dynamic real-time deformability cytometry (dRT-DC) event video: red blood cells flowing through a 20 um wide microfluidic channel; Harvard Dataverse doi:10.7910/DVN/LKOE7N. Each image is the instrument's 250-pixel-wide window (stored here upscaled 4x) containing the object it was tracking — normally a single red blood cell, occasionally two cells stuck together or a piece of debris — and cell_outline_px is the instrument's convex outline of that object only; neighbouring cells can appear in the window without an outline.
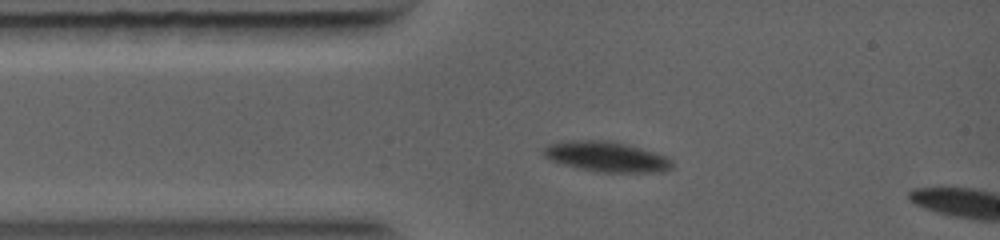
{"species": "common noctule bat (a hibernating species)", "species_latin": "Nyctalus noctula", "temperature_condition": "warm", "stored_images_in_passage": 53, "camera_frame_rate_fps": 5000, "um_per_image_px": 0.085, "animal": {"sex": "female", "body_mass_g": 19.0, "forearm_length_mm": 56.7}, "frame": {"image": 1, "passage_image": 10, "time_ms": 1.8, "image_size_px": [1000, 240], "cell_outline_px": [[672, 168], [664, 172], [596, 172], [576, 168], [552, 160], [544, 156], [540, 152], [548, 144], [564, 140], [604, 140], [624, 144], [640, 148], [664, 156], [672, 160]], "centroid_in_image_um": [51.5, 13.32], "position_along_channel_um": 33.5, "area_um2": 22.6}}
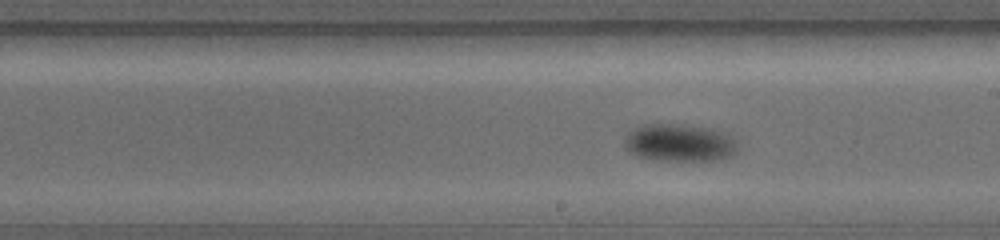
{"frame": {"image": 2, "passage_image": 31, "time_ms": 6.0, "image_size_px": [1000, 240], "cell_outline_px": [[736, 152], [732, 156], [720, 160], [656, 160], [636, 156], [624, 144], [624, 136], [628, 132], [644, 124], [684, 124], [712, 128], [728, 132], [736, 140]], "centroid_in_image_um": [57.8, 12.12], "position_along_channel_um": 231.2, "area_um2": 25.09}}
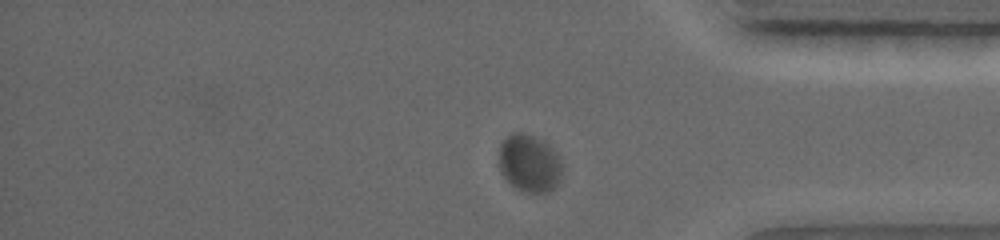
{"frame": {"image": 3, "passage_image": 48, "time_ms": 9.4, "image_size_px": [1000, 240], "cell_outline_px": [[560, 180], [548, 192], [524, 192], [516, 188], [500, 172], [500, 144], [512, 132], [524, 132], [544, 140], [556, 152], [560, 160]], "centroid_in_image_um": [44.99, 13.85], "position_along_channel_um": 390.2, "area_um2": 20.98}}